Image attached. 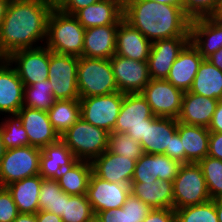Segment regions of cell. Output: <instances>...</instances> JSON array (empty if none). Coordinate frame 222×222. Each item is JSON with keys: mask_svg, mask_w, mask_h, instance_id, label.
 Masks as SVG:
<instances>
[{"mask_svg": "<svg viewBox=\"0 0 222 222\" xmlns=\"http://www.w3.org/2000/svg\"><path fill=\"white\" fill-rule=\"evenodd\" d=\"M51 10L43 0L10 1L0 27V58L20 49L45 45Z\"/></svg>", "mask_w": 222, "mask_h": 222, "instance_id": "1", "label": "cell"}, {"mask_svg": "<svg viewBox=\"0 0 222 222\" xmlns=\"http://www.w3.org/2000/svg\"><path fill=\"white\" fill-rule=\"evenodd\" d=\"M123 19L151 43L177 36H190L191 19L179 6L150 0H124Z\"/></svg>", "mask_w": 222, "mask_h": 222, "instance_id": "2", "label": "cell"}, {"mask_svg": "<svg viewBox=\"0 0 222 222\" xmlns=\"http://www.w3.org/2000/svg\"><path fill=\"white\" fill-rule=\"evenodd\" d=\"M85 30L74 15L52 9L47 21L45 46L54 53L81 57Z\"/></svg>", "mask_w": 222, "mask_h": 222, "instance_id": "3", "label": "cell"}, {"mask_svg": "<svg viewBox=\"0 0 222 222\" xmlns=\"http://www.w3.org/2000/svg\"><path fill=\"white\" fill-rule=\"evenodd\" d=\"M77 85L80 98L117 92L110 59L79 57Z\"/></svg>", "mask_w": 222, "mask_h": 222, "instance_id": "4", "label": "cell"}, {"mask_svg": "<svg viewBox=\"0 0 222 222\" xmlns=\"http://www.w3.org/2000/svg\"><path fill=\"white\" fill-rule=\"evenodd\" d=\"M109 132L88 123L83 118L76 121L60 139L77 160L92 161L108 149Z\"/></svg>", "mask_w": 222, "mask_h": 222, "instance_id": "5", "label": "cell"}, {"mask_svg": "<svg viewBox=\"0 0 222 222\" xmlns=\"http://www.w3.org/2000/svg\"><path fill=\"white\" fill-rule=\"evenodd\" d=\"M174 209L194 206L211 200L198 163L181 164L173 181Z\"/></svg>", "mask_w": 222, "mask_h": 222, "instance_id": "6", "label": "cell"}, {"mask_svg": "<svg viewBox=\"0 0 222 222\" xmlns=\"http://www.w3.org/2000/svg\"><path fill=\"white\" fill-rule=\"evenodd\" d=\"M41 152V148L30 145L6 149L0 161V186L39 175Z\"/></svg>", "mask_w": 222, "mask_h": 222, "instance_id": "7", "label": "cell"}, {"mask_svg": "<svg viewBox=\"0 0 222 222\" xmlns=\"http://www.w3.org/2000/svg\"><path fill=\"white\" fill-rule=\"evenodd\" d=\"M79 57L58 54L49 49L48 80L55 100L80 99L77 85Z\"/></svg>", "mask_w": 222, "mask_h": 222, "instance_id": "8", "label": "cell"}, {"mask_svg": "<svg viewBox=\"0 0 222 222\" xmlns=\"http://www.w3.org/2000/svg\"><path fill=\"white\" fill-rule=\"evenodd\" d=\"M6 59L15 68L24 86L48 79L49 48L45 45L14 51Z\"/></svg>", "mask_w": 222, "mask_h": 222, "instance_id": "9", "label": "cell"}, {"mask_svg": "<svg viewBox=\"0 0 222 222\" xmlns=\"http://www.w3.org/2000/svg\"><path fill=\"white\" fill-rule=\"evenodd\" d=\"M124 93L119 91L100 96L80 98L81 118L96 127L113 132Z\"/></svg>", "mask_w": 222, "mask_h": 222, "instance_id": "10", "label": "cell"}, {"mask_svg": "<svg viewBox=\"0 0 222 222\" xmlns=\"http://www.w3.org/2000/svg\"><path fill=\"white\" fill-rule=\"evenodd\" d=\"M141 94L157 117L177 119L182 105L184 92L166 79H151Z\"/></svg>", "mask_w": 222, "mask_h": 222, "instance_id": "11", "label": "cell"}, {"mask_svg": "<svg viewBox=\"0 0 222 222\" xmlns=\"http://www.w3.org/2000/svg\"><path fill=\"white\" fill-rule=\"evenodd\" d=\"M110 63L118 91L121 93H141L151 80L147 61H135L114 54Z\"/></svg>", "mask_w": 222, "mask_h": 222, "instance_id": "12", "label": "cell"}, {"mask_svg": "<svg viewBox=\"0 0 222 222\" xmlns=\"http://www.w3.org/2000/svg\"><path fill=\"white\" fill-rule=\"evenodd\" d=\"M130 193V185L109 182L92 173L86 195L96 214L113 208H121Z\"/></svg>", "mask_w": 222, "mask_h": 222, "instance_id": "13", "label": "cell"}, {"mask_svg": "<svg viewBox=\"0 0 222 222\" xmlns=\"http://www.w3.org/2000/svg\"><path fill=\"white\" fill-rule=\"evenodd\" d=\"M190 41V36H177L152 42L148 57L151 79H166L178 54Z\"/></svg>", "mask_w": 222, "mask_h": 222, "instance_id": "14", "label": "cell"}, {"mask_svg": "<svg viewBox=\"0 0 222 222\" xmlns=\"http://www.w3.org/2000/svg\"><path fill=\"white\" fill-rule=\"evenodd\" d=\"M190 42L206 59L222 48V20L218 16H206L190 21Z\"/></svg>", "mask_w": 222, "mask_h": 222, "instance_id": "15", "label": "cell"}, {"mask_svg": "<svg viewBox=\"0 0 222 222\" xmlns=\"http://www.w3.org/2000/svg\"><path fill=\"white\" fill-rule=\"evenodd\" d=\"M29 138V145L43 148L60 139L46 111L23 106L17 113Z\"/></svg>", "mask_w": 222, "mask_h": 222, "instance_id": "16", "label": "cell"}, {"mask_svg": "<svg viewBox=\"0 0 222 222\" xmlns=\"http://www.w3.org/2000/svg\"><path fill=\"white\" fill-rule=\"evenodd\" d=\"M136 162L135 159L120 156L106 150L91 161L92 173L109 182L130 185Z\"/></svg>", "mask_w": 222, "mask_h": 222, "instance_id": "17", "label": "cell"}, {"mask_svg": "<svg viewBox=\"0 0 222 222\" xmlns=\"http://www.w3.org/2000/svg\"><path fill=\"white\" fill-rule=\"evenodd\" d=\"M24 84L6 58H0V114H17L23 107Z\"/></svg>", "mask_w": 222, "mask_h": 222, "instance_id": "18", "label": "cell"}, {"mask_svg": "<svg viewBox=\"0 0 222 222\" xmlns=\"http://www.w3.org/2000/svg\"><path fill=\"white\" fill-rule=\"evenodd\" d=\"M180 163L165 154L144 153L136 162L131 182L148 180L174 181L177 176Z\"/></svg>", "mask_w": 222, "mask_h": 222, "instance_id": "19", "label": "cell"}, {"mask_svg": "<svg viewBox=\"0 0 222 222\" xmlns=\"http://www.w3.org/2000/svg\"><path fill=\"white\" fill-rule=\"evenodd\" d=\"M204 58L189 41L180 51L166 78L183 92L189 91Z\"/></svg>", "mask_w": 222, "mask_h": 222, "instance_id": "20", "label": "cell"}, {"mask_svg": "<svg viewBox=\"0 0 222 222\" xmlns=\"http://www.w3.org/2000/svg\"><path fill=\"white\" fill-rule=\"evenodd\" d=\"M177 131V119L152 116L146 119L145 139L140 141L146 154H164L170 150L171 136Z\"/></svg>", "mask_w": 222, "mask_h": 222, "instance_id": "21", "label": "cell"}, {"mask_svg": "<svg viewBox=\"0 0 222 222\" xmlns=\"http://www.w3.org/2000/svg\"><path fill=\"white\" fill-rule=\"evenodd\" d=\"M151 42L136 28L122 19L116 32L115 54L135 61H148Z\"/></svg>", "mask_w": 222, "mask_h": 222, "instance_id": "22", "label": "cell"}, {"mask_svg": "<svg viewBox=\"0 0 222 222\" xmlns=\"http://www.w3.org/2000/svg\"><path fill=\"white\" fill-rule=\"evenodd\" d=\"M74 16L85 29L96 26L119 25L123 19V1L100 0L78 10Z\"/></svg>", "mask_w": 222, "mask_h": 222, "instance_id": "23", "label": "cell"}, {"mask_svg": "<svg viewBox=\"0 0 222 222\" xmlns=\"http://www.w3.org/2000/svg\"><path fill=\"white\" fill-rule=\"evenodd\" d=\"M219 100L184 92L178 122L208 128Z\"/></svg>", "mask_w": 222, "mask_h": 222, "instance_id": "24", "label": "cell"}, {"mask_svg": "<svg viewBox=\"0 0 222 222\" xmlns=\"http://www.w3.org/2000/svg\"><path fill=\"white\" fill-rule=\"evenodd\" d=\"M130 192L152 209H174L173 181L131 182Z\"/></svg>", "mask_w": 222, "mask_h": 222, "instance_id": "25", "label": "cell"}, {"mask_svg": "<svg viewBox=\"0 0 222 222\" xmlns=\"http://www.w3.org/2000/svg\"><path fill=\"white\" fill-rule=\"evenodd\" d=\"M152 116L150 105L141 93L124 94L113 132L126 133L130 128L144 125Z\"/></svg>", "mask_w": 222, "mask_h": 222, "instance_id": "26", "label": "cell"}, {"mask_svg": "<svg viewBox=\"0 0 222 222\" xmlns=\"http://www.w3.org/2000/svg\"><path fill=\"white\" fill-rule=\"evenodd\" d=\"M118 25L90 27L85 30L83 57L110 59L116 51Z\"/></svg>", "mask_w": 222, "mask_h": 222, "instance_id": "27", "label": "cell"}, {"mask_svg": "<svg viewBox=\"0 0 222 222\" xmlns=\"http://www.w3.org/2000/svg\"><path fill=\"white\" fill-rule=\"evenodd\" d=\"M40 155L39 175L42 178L56 179L63 169L77 161L71 150L59 139L44 146Z\"/></svg>", "mask_w": 222, "mask_h": 222, "instance_id": "28", "label": "cell"}, {"mask_svg": "<svg viewBox=\"0 0 222 222\" xmlns=\"http://www.w3.org/2000/svg\"><path fill=\"white\" fill-rule=\"evenodd\" d=\"M177 132L185 150V164L198 163L208 155L210 135L208 128L177 121Z\"/></svg>", "mask_w": 222, "mask_h": 222, "instance_id": "29", "label": "cell"}, {"mask_svg": "<svg viewBox=\"0 0 222 222\" xmlns=\"http://www.w3.org/2000/svg\"><path fill=\"white\" fill-rule=\"evenodd\" d=\"M42 180L40 175H34L6 186L19 213L36 214L39 211L38 198Z\"/></svg>", "mask_w": 222, "mask_h": 222, "instance_id": "30", "label": "cell"}, {"mask_svg": "<svg viewBox=\"0 0 222 222\" xmlns=\"http://www.w3.org/2000/svg\"><path fill=\"white\" fill-rule=\"evenodd\" d=\"M92 165L90 161L77 160L65 168L56 178L61 189L68 195L87 194Z\"/></svg>", "mask_w": 222, "mask_h": 222, "instance_id": "31", "label": "cell"}, {"mask_svg": "<svg viewBox=\"0 0 222 222\" xmlns=\"http://www.w3.org/2000/svg\"><path fill=\"white\" fill-rule=\"evenodd\" d=\"M189 92L222 100V71L204 59Z\"/></svg>", "mask_w": 222, "mask_h": 222, "instance_id": "32", "label": "cell"}, {"mask_svg": "<svg viewBox=\"0 0 222 222\" xmlns=\"http://www.w3.org/2000/svg\"><path fill=\"white\" fill-rule=\"evenodd\" d=\"M151 210V207L130 193L121 208L101 211L96 215L101 222H143Z\"/></svg>", "mask_w": 222, "mask_h": 222, "instance_id": "33", "label": "cell"}, {"mask_svg": "<svg viewBox=\"0 0 222 222\" xmlns=\"http://www.w3.org/2000/svg\"><path fill=\"white\" fill-rule=\"evenodd\" d=\"M47 113L54 130L61 136L81 118L80 100H55Z\"/></svg>", "mask_w": 222, "mask_h": 222, "instance_id": "34", "label": "cell"}, {"mask_svg": "<svg viewBox=\"0 0 222 222\" xmlns=\"http://www.w3.org/2000/svg\"><path fill=\"white\" fill-rule=\"evenodd\" d=\"M39 211L45 210L61 216L64 212V191L57 179L43 178L39 193Z\"/></svg>", "mask_w": 222, "mask_h": 222, "instance_id": "35", "label": "cell"}, {"mask_svg": "<svg viewBox=\"0 0 222 222\" xmlns=\"http://www.w3.org/2000/svg\"><path fill=\"white\" fill-rule=\"evenodd\" d=\"M54 102L52 85L48 79L24 86L23 106L47 112Z\"/></svg>", "mask_w": 222, "mask_h": 222, "instance_id": "36", "label": "cell"}, {"mask_svg": "<svg viewBox=\"0 0 222 222\" xmlns=\"http://www.w3.org/2000/svg\"><path fill=\"white\" fill-rule=\"evenodd\" d=\"M0 129L2 141L6 149L29 145L28 135L17 114L4 115L0 122Z\"/></svg>", "mask_w": 222, "mask_h": 222, "instance_id": "37", "label": "cell"}, {"mask_svg": "<svg viewBox=\"0 0 222 222\" xmlns=\"http://www.w3.org/2000/svg\"><path fill=\"white\" fill-rule=\"evenodd\" d=\"M94 215L87 195H68L64 192L63 222H87Z\"/></svg>", "mask_w": 222, "mask_h": 222, "instance_id": "38", "label": "cell"}, {"mask_svg": "<svg viewBox=\"0 0 222 222\" xmlns=\"http://www.w3.org/2000/svg\"><path fill=\"white\" fill-rule=\"evenodd\" d=\"M212 200L222 197V160L210 156L198 162Z\"/></svg>", "mask_w": 222, "mask_h": 222, "instance_id": "39", "label": "cell"}, {"mask_svg": "<svg viewBox=\"0 0 222 222\" xmlns=\"http://www.w3.org/2000/svg\"><path fill=\"white\" fill-rule=\"evenodd\" d=\"M114 154L135 159L136 161L144 154L140 142L132 139L126 133L111 132L108 136V149Z\"/></svg>", "mask_w": 222, "mask_h": 222, "instance_id": "40", "label": "cell"}, {"mask_svg": "<svg viewBox=\"0 0 222 222\" xmlns=\"http://www.w3.org/2000/svg\"><path fill=\"white\" fill-rule=\"evenodd\" d=\"M177 222H219L215 200L205 203L174 209Z\"/></svg>", "mask_w": 222, "mask_h": 222, "instance_id": "41", "label": "cell"}, {"mask_svg": "<svg viewBox=\"0 0 222 222\" xmlns=\"http://www.w3.org/2000/svg\"><path fill=\"white\" fill-rule=\"evenodd\" d=\"M222 0H183V11L192 20L206 16H217Z\"/></svg>", "mask_w": 222, "mask_h": 222, "instance_id": "42", "label": "cell"}, {"mask_svg": "<svg viewBox=\"0 0 222 222\" xmlns=\"http://www.w3.org/2000/svg\"><path fill=\"white\" fill-rule=\"evenodd\" d=\"M19 214L17 206L6 187L0 186V222H13Z\"/></svg>", "mask_w": 222, "mask_h": 222, "instance_id": "43", "label": "cell"}, {"mask_svg": "<svg viewBox=\"0 0 222 222\" xmlns=\"http://www.w3.org/2000/svg\"><path fill=\"white\" fill-rule=\"evenodd\" d=\"M164 154L180 164H185V150L177 131L171 136L170 150H165Z\"/></svg>", "mask_w": 222, "mask_h": 222, "instance_id": "44", "label": "cell"}, {"mask_svg": "<svg viewBox=\"0 0 222 222\" xmlns=\"http://www.w3.org/2000/svg\"><path fill=\"white\" fill-rule=\"evenodd\" d=\"M143 222H177L174 209H152Z\"/></svg>", "mask_w": 222, "mask_h": 222, "instance_id": "45", "label": "cell"}, {"mask_svg": "<svg viewBox=\"0 0 222 222\" xmlns=\"http://www.w3.org/2000/svg\"><path fill=\"white\" fill-rule=\"evenodd\" d=\"M100 0H65L58 8L61 12L74 15L78 10L86 8Z\"/></svg>", "mask_w": 222, "mask_h": 222, "instance_id": "46", "label": "cell"}, {"mask_svg": "<svg viewBox=\"0 0 222 222\" xmlns=\"http://www.w3.org/2000/svg\"><path fill=\"white\" fill-rule=\"evenodd\" d=\"M208 156L222 160V132H210Z\"/></svg>", "mask_w": 222, "mask_h": 222, "instance_id": "47", "label": "cell"}, {"mask_svg": "<svg viewBox=\"0 0 222 222\" xmlns=\"http://www.w3.org/2000/svg\"><path fill=\"white\" fill-rule=\"evenodd\" d=\"M208 130L210 132H222V100H219L217 103Z\"/></svg>", "mask_w": 222, "mask_h": 222, "instance_id": "48", "label": "cell"}, {"mask_svg": "<svg viewBox=\"0 0 222 222\" xmlns=\"http://www.w3.org/2000/svg\"><path fill=\"white\" fill-rule=\"evenodd\" d=\"M37 222H63L61 216L40 210L36 213Z\"/></svg>", "mask_w": 222, "mask_h": 222, "instance_id": "49", "label": "cell"}, {"mask_svg": "<svg viewBox=\"0 0 222 222\" xmlns=\"http://www.w3.org/2000/svg\"><path fill=\"white\" fill-rule=\"evenodd\" d=\"M145 131H146V120L144 125H138L137 127L130 128L126 132L132 139L140 142L142 139H145Z\"/></svg>", "mask_w": 222, "mask_h": 222, "instance_id": "50", "label": "cell"}, {"mask_svg": "<svg viewBox=\"0 0 222 222\" xmlns=\"http://www.w3.org/2000/svg\"><path fill=\"white\" fill-rule=\"evenodd\" d=\"M206 59L222 71V48L209 55Z\"/></svg>", "mask_w": 222, "mask_h": 222, "instance_id": "51", "label": "cell"}, {"mask_svg": "<svg viewBox=\"0 0 222 222\" xmlns=\"http://www.w3.org/2000/svg\"><path fill=\"white\" fill-rule=\"evenodd\" d=\"M13 222H37L36 214L19 213Z\"/></svg>", "mask_w": 222, "mask_h": 222, "instance_id": "52", "label": "cell"}, {"mask_svg": "<svg viewBox=\"0 0 222 222\" xmlns=\"http://www.w3.org/2000/svg\"><path fill=\"white\" fill-rule=\"evenodd\" d=\"M9 0H0V27L5 17V13L9 4Z\"/></svg>", "mask_w": 222, "mask_h": 222, "instance_id": "53", "label": "cell"}, {"mask_svg": "<svg viewBox=\"0 0 222 222\" xmlns=\"http://www.w3.org/2000/svg\"><path fill=\"white\" fill-rule=\"evenodd\" d=\"M158 3L169 4L172 6H179L183 9V0H150Z\"/></svg>", "mask_w": 222, "mask_h": 222, "instance_id": "54", "label": "cell"}, {"mask_svg": "<svg viewBox=\"0 0 222 222\" xmlns=\"http://www.w3.org/2000/svg\"><path fill=\"white\" fill-rule=\"evenodd\" d=\"M215 208L218 216V221L222 222V197L215 199Z\"/></svg>", "mask_w": 222, "mask_h": 222, "instance_id": "55", "label": "cell"}, {"mask_svg": "<svg viewBox=\"0 0 222 222\" xmlns=\"http://www.w3.org/2000/svg\"><path fill=\"white\" fill-rule=\"evenodd\" d=\"M65 0H43L44 3L49 5L52 9H58Z\"/></svg>", "mask_w": 222, "mask_h": 222, "instance_id": "56", "label": "cell"}, {"mask_svg": "<svg viewBox=\"0 0 222 222\" xmlns=\"http://www.w3.org/2000/svg\"><path fill=\"white\" fill-rule=\"evenodd\" d=\"M5 151H6V148H5L4 143L2 141L1 129H0V161L3 158Z\"/></svg>", "mask_w": 222, "mask_h": 222, "instance_id": "57", "label": "cell"}, {"mask_svg": "<svg viewBox=\"0 0 222 222\" xmlns=\"http://www.w3.org/2000/svg\"><path fill=\"white\" fill-rule=\"evenodd\" d=\"M87 222H101L96 214H94Z\"/></svg>", "mask_w": 222, "mask_h": 222, "instance_id": "58", "label": "cell"}, {"mask_svg": "<svg viewBox=\"0 0 222 222\" xmlns=\"http://www.w3.org/2000/svg\"><path fill=\"white\" fill-rule=\"evenodd\" d=\"M221 20H222V2H221V8H220V11L217 15Z\"/></svg>", "mask_w": 222, "mask_h": 222, "instance_id": "59", "label": "cell"}]
</instances>
